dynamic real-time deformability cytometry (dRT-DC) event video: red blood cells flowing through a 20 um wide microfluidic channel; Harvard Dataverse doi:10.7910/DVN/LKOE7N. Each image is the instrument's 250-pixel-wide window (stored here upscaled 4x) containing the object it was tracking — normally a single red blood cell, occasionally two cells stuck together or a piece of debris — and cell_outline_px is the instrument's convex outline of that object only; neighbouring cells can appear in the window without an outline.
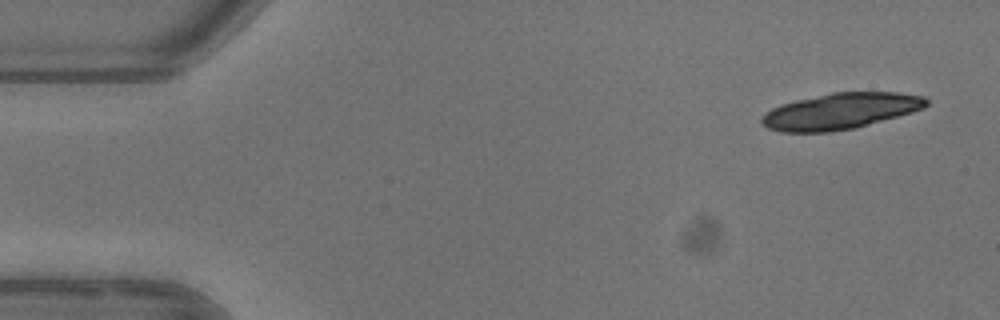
{"species": "common noctule bat (a hibernating species)", "species_latin": "Nyctalus noctula", "temperature_condition": "warm", "stored_images_in_passage": 4, "camera_frame_rate_fps": 3000, "um_per_image_px": 0.085, "animal": {"sex": "female"}, "frame": {"image": 1, "passage_image": 1, "time_ms": 0.0, "image_size_px": [1000, 320], "cell_outline_px": [[928, 104], [924, 108], [912, 112], [856, 128], [828, 132], [780, 132], [768, 128], [760, 124], [760, 120], [772, 108], [780, 104], [796, 100], [832, 92], [900, 92], [924, 96], [928, 100]], "centroid_in_image_um": [71.45, 9.44], "position_along_channel_um": 13.6, "area_um2": 34.68}}
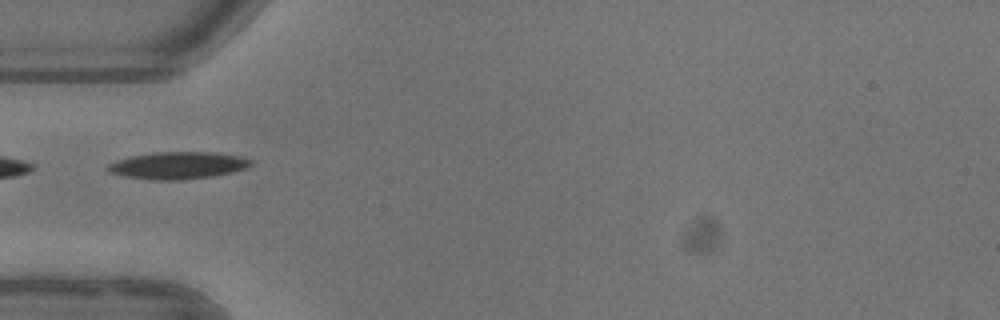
{"frame": {"image": 2, "passage_image": 4, "time_ms": 4.667, "image_size_px": [1000, 320], "cell_outline_px": [[252, 164], [244, 168], [232, 172], [212, 176], [184, 180], [152, 180], [124, 176], [108, 172], [108, 164], [116, 160], [132, 156], [152, 152], [216, 152], [240, 156], [252, 160]], "centroid_in_image_um": [15.11, 14.06], "position_along_channel_um": 69.9, "area_um2": 22.66}}